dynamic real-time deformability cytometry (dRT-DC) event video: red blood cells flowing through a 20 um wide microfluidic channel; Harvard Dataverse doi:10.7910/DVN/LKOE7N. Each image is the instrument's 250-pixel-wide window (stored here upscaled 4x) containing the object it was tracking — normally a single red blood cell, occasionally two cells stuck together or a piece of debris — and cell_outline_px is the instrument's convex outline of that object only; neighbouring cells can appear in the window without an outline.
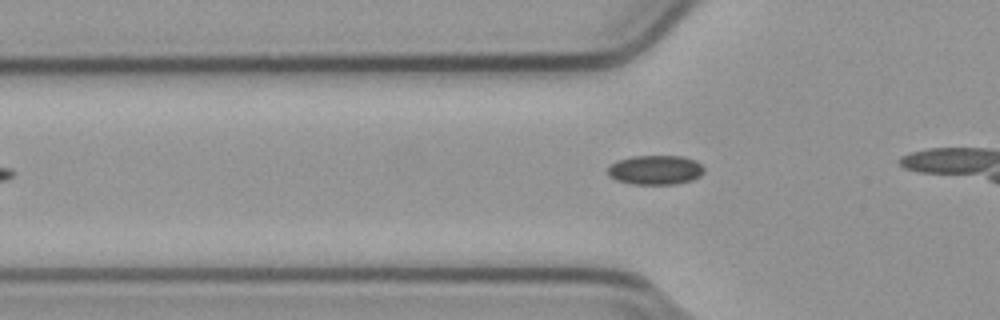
{"species": "common noctule bat (a hibernating species)", "species_latin": "Nyctalus noctula", "temperature_condition": "cold", "stored_images_in_passage": 12, "camera_frame_rate_fps": 3000, "um_per_image_px": 0.085, "animal": {"sex": "male", "body_mass_g": 23.1, "forearm_length_mm": 52.7}, "frame": {"image": 1, "passage_image": 3, "time_ms": 0.667, "image_size_px": [1000, 320], "cell_outline_px": [[704, 172], [700, 176], [692, 180], [676, 184], [632, 184], [616, 180], [608, 176], [608, 168], [612, 164], [620, 160], [632, 156], [684, 156], [696, 160], [704, 168]], "centroid_in_image_um": [55.73, 14.45], "position_along_channel_um": 70.1, "area_um2": 16.53}}
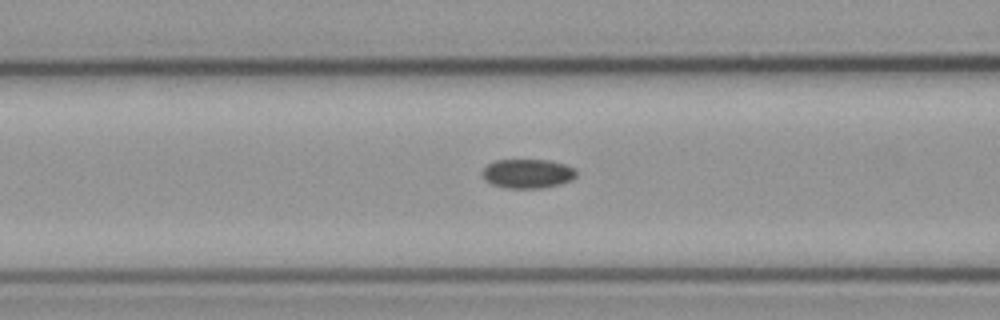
{"frame": {"image": 2, "passage_image": 7, "time_ms": 2.0, "image_size_px": [1000, 320], "cell_outline_px": [[576, 176], [572, 180], [560, 184], [540, 188], [504, 188], [492, 184], [484, 180], [484, 168], [488, 164], [496, 160], [548, 160], [564, 164], [572, 168], [576, 172]], "centroid_in_image_um": [44.84, 14.76], "position_along_channel_um": 121.8, "area_um2": 15.84}}
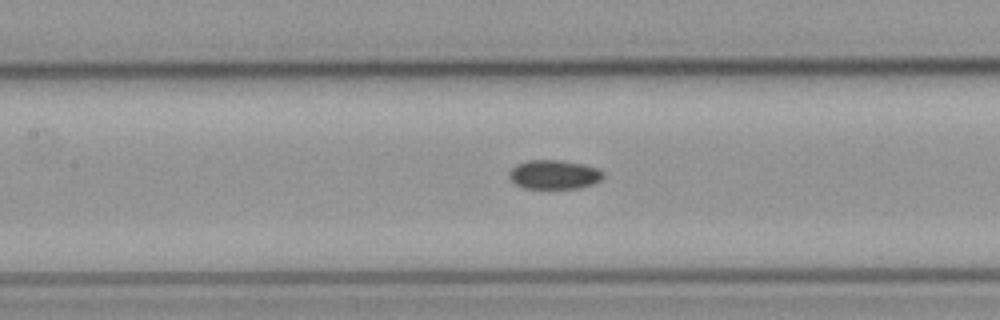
{"frame": {"image": 3, "passage_image": 10, "time_ms": 3.0, "image_size_px": [1000, 320], "cell_outline_px": [[604, 176], [600, 180], [592, 184], [580, 188], [524, 188], [516, 184], [508, 176], [512, 168], [516, 164], [528, 160], [560, 160], [584, 164], [596, 168], [604, 172]], "centroid_in_image_um": [47.11, 14.83], "position_along_channel_um": 160.3, "area_um2": 15.9}}